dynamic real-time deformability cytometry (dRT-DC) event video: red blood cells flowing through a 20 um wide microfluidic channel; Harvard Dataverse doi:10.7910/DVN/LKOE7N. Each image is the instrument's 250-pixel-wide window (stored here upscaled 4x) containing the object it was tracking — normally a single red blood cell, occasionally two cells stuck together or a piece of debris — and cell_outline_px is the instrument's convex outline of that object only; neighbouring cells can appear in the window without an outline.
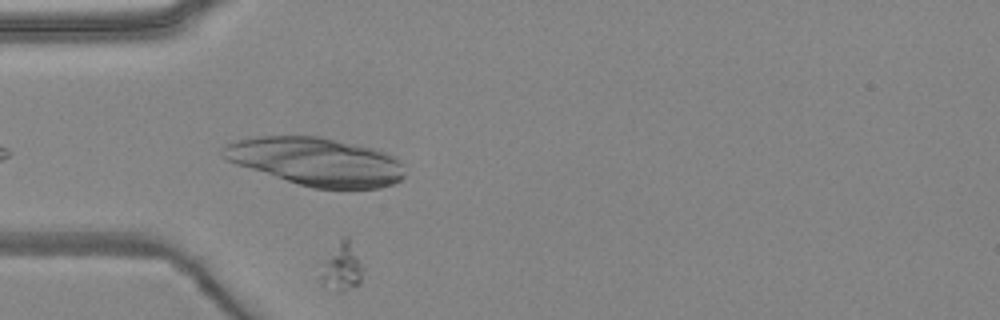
{"species": "common noctule bat (a hibernating species)", "species_latin": "Nyctalus noctula", "temperature_condition": "warm", "stored_images_in_passage": 2, "camera_frame_rate_fps": 3000, "um_per_image_px": 0.085, "animal": {"sex": "female", "body_mass_g": 24.6, "forearm_length_mm": 56.2}, "frame": {"image": 1, "passage_image": 2, "time_ms": 1.333, "image_size_px": [1000, 320], "cell_outline_px": [[364, 268], [360, 284], [340, 292], [336, 292], [324, 288], [316, 276], [316, 264], [340, 236], [348, 236]], "centroid_in_image_um": [28.9, 22.67], "position_along_channel_um": 56.1, "area_um2": 13.35}}